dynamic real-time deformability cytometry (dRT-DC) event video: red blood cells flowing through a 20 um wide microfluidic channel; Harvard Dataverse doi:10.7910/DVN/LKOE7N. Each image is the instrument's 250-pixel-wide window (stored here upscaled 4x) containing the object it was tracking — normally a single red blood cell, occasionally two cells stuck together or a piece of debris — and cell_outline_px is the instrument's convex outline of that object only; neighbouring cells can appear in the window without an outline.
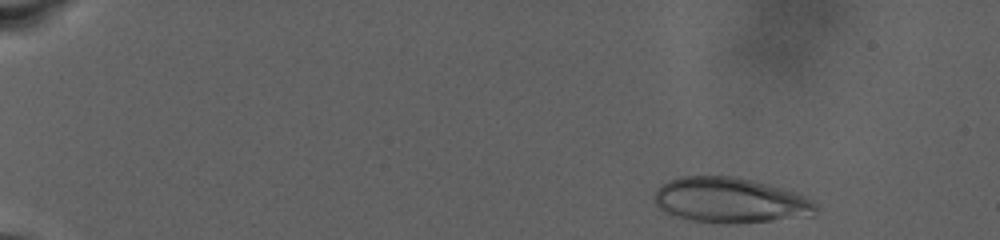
{"species": "human", "species_latin": "Homo sapiens", "temperature_condition": "warm", "stored_images_in_passage": 69, "camera_frame_rate_fps": 3000, "um_per_image_px": 0.085, "donor": {"sex": "male"}, "frame": {"image": 1, "passage_image": 3, "time_ms": 0.667, "image_size_px": [1000, 240], "cell_outline_px": [[820, 208], [816, 216], [736, 224], [724, 224], [692, 220], [672, 216], [664, 212], [652, 200], [656, 192], [668, 180], [684, 176], [736, 176], [768, 184], [796, 192], [812, 200]], "centroid_in_image_um": [62.12, 17.04], "position_along_channel_um": 22.9, "area_um2": 43.18}}
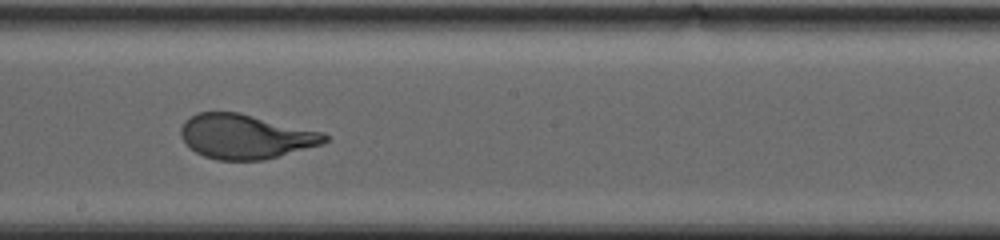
{"frame": {"image": 2, "passage_image": 44, "time_ms": 14.333, "image_size_px": [1000, 240], "cell_outline_px": [[328, 140], [324, 144], [264, 160], [216, 160], [204, 156], [196, 152], [180, 136], [180, 128], [184, 120], [196, 112], [240, 112], [324, 132], [328, 136]], "centroid_in_image_um": [20.88, 11.59], "position_along_channel_um": 227.3, "area_um2": 37.57}}
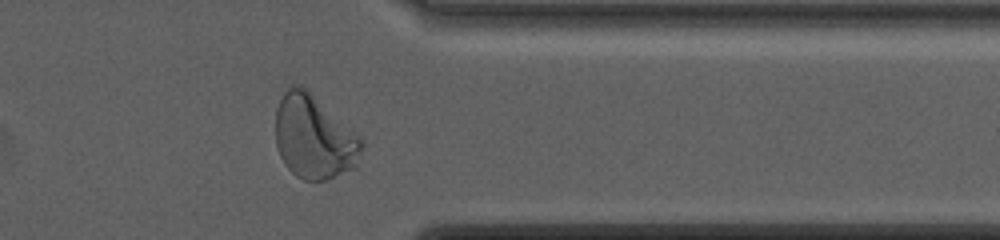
{"frame": {"image": 3, "passage_image": 63, "time_ms": 20.667, "image_size_px": [1000, 240], "cell_outline_px": [[364, 148], [356, 168], [324, 180], [304, 180], [296, 176], [284, 164], [276, 148], [276, 108], [288, 84], [296, 84], [304, 88], [360, 136], [364, 140]], "centroid_in_image_um": [26.69, 11.68], "position_along_channel_um": 384.7, "area_um2": 41.96}, "authors_computed_cell_mechanics": {"area_um2": 39.9398, "velocity_mm_per_s": 2.5366, "shape_relaxation_time_tau1_ms": 6.6366, "shape_relaxation_time_tau2_ms": null, "deformation_change_tau1": 0.2449, "deformation_change_tau2": null}}